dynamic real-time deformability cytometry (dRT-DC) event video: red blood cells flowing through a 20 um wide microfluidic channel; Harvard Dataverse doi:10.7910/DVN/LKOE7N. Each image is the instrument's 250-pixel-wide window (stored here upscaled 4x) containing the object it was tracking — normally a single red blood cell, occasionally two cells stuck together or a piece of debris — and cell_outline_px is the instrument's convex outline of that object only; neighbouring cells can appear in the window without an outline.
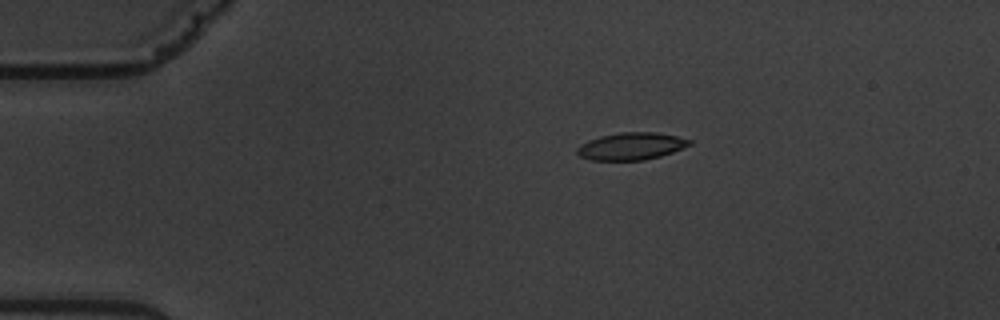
{"species": "common noctule bat (a hibernating species)", "species_latin": "Nyctalus noctula", "temperature_condition": "warm", "stored_images_in_passage": 4, "camera_frame_rate_fps": 3000, "um_per_image_px": 0.085, "animal": {"sex": "male", "body_mass_g": 19.5, "forearm_length_mm": 54.6}, "frame": {"image": 1, "passage_image": 3, "time_ms": 2.667, "image_size_px": [1000, 320], "cell_outline_px": [[692, 144], [672, 152], [660, 156], [644, 160], [592, 160], [580, 156], [576, 152], [576, 148], [580, 144], [588, 140], [600, 136], [620, 132], [656, 132], [676, 136], [692, 140]], "centroid_in_image_um": [53.64, 12.42], "position_along_channel_um": 31.4, "area_um2": 17.86}}